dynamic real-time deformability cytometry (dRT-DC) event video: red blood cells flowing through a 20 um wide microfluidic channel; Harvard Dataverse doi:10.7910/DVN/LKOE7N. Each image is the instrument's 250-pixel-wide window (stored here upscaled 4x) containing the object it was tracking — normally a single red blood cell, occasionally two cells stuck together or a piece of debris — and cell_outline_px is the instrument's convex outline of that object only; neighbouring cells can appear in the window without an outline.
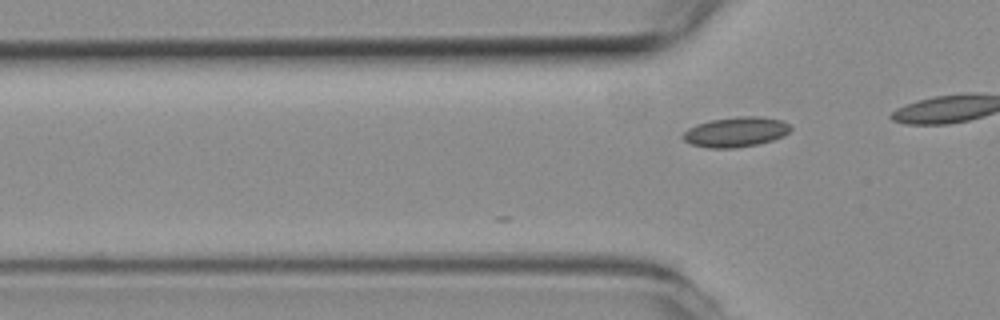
{"species": "common noctule bat (a hibernating species)", "species_latin": "Nyctalus noctula", "temperature_condition": "room temperature", "stored_images_in_passage": 3, "camera_frame_rate_fps": 3000, "um_per_image_px": 0.085, "animal": {"sex": "female", "body_mass_g": 19.3, "forearm_length_mm": 54.1}, "frame": {"image": 1, "passage_image": 3, "time_ms": 0.667, "image_size_px": [1000, 320], "cell_outline_px": [[792, 128], [784, 136], [772, 140], [756, 144], [736, 148], [708, 148], [692, 144], [684, 140], [680, 136], [688, 128], [696, 124], [712, 120], [736, 116], [760, 116], [784, 120]], "centroid_in_image_um": [62.54, 11.21], "position_along_channel_um": 63.3, "area_um2": 18.9}}